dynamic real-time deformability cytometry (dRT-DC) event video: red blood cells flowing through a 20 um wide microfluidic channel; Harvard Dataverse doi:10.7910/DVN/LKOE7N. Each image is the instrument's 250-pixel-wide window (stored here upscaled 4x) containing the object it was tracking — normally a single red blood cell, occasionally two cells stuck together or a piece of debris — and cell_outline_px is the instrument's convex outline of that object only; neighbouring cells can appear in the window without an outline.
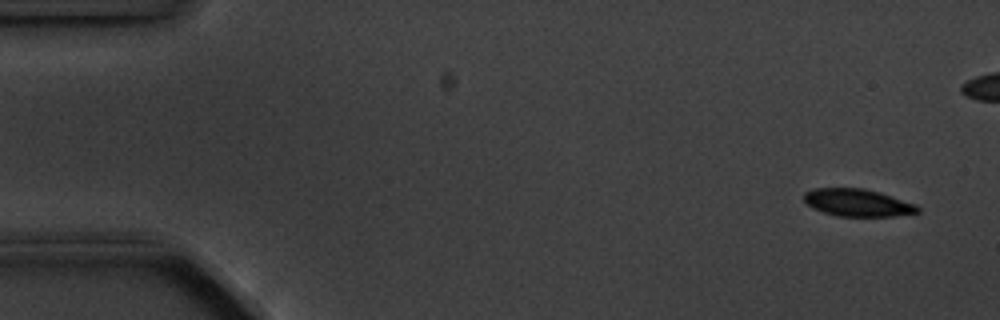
{"species": "common noctule bat (a hibernating species)", "species_latin": "Nyctalus noctula", "temperature_condition": "cold", "stored_images_in_passage": 4, "camera_frame_rate_fps": 3000, "um_per_image_px": 0.085, "animal": {"sex": "male", "body_mass_g": 20.1, "forearm_length_mm": 53.5}, "frame": {"image": 1, "passage_image": 1, "time_ms": 0.0, "image_size_px": [1000, 320], "cell_outline_px": [[920, 212], [892, 216], [836, 216], [812, 208], [804, 200], [804, 192], [812, 188], [864, 188], [880, 192], [916, 204], [920, 208]], "centroid_in_image_um": [72.89, 17.22], "position_along_channel_um": 12.1, "area_um2": 18.21}}